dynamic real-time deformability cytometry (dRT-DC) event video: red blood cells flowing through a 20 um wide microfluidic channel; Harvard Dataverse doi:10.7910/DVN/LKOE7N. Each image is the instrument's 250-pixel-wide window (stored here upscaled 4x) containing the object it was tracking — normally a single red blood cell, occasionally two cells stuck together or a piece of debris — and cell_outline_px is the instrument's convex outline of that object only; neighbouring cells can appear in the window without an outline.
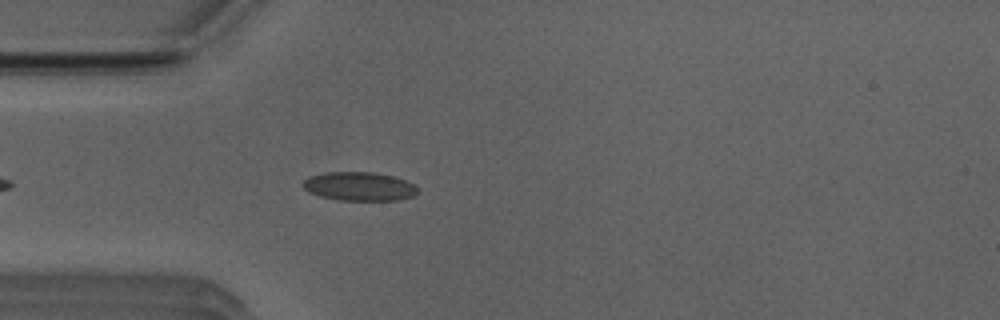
{"species": "Egyptian fruit bat (a non-hibernating species)", "species_latin": "Rousettus aegyptiacus", "temperature_condition": "room temperature", "stored_images_in_passage": 41, "camera_frame_rate_fps": 3000, "um_per_image_px": 0.085, "animal": {"sex": "male"}, "frame": {"image": 1, "passage_image": 4, "time_ms": 1.0, "image_size_px": [1000, 320], "cell_outline_px": [[416, 192], [412, 196], [400, 200], [336, 200], [320, 196], [308, 192], [300, 184], [308, 176], [324, 172], [372, 172], [392, 176], [404, 180], [412, 184], [416, 188]], "centroid_in_image_um": [30.45, 15.84], "position_along_channel_um": 54.5, "area_um2": 19.19}}
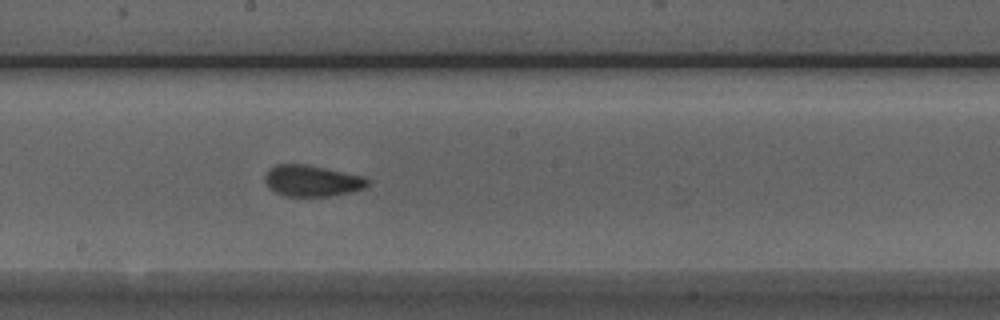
{"frame": {"image": 2, "passage_image": 17, "time_ms": 5.333, "image_size_px": [1000, 320], "cell_outline_px": [[368, 184], [364, 188], [348, 192], [328, 196], [284, 196], [268, 188], [264, 180], [264, 176], [268, 168], [276, 164], [308, 164], [364, 176], [368, 180]], "centroid_in_image_um": [26.46, 15.35], "position_along_channel_um": 221.7, "area_um2": 18.79}}
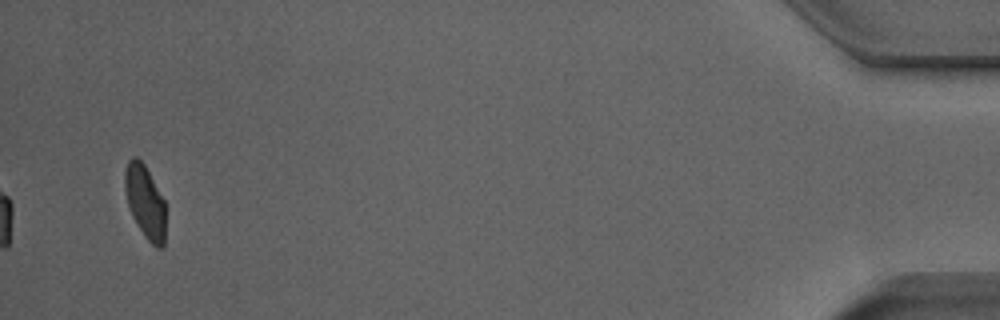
{"frame": {"image": 3, "passage_image": 39, "time_ms": 12.667, "image_size_px": [1000, 320], "cell_outline_px": [[164, 244], [160, 248], [156, 248], [148, 240], [132, 216], [128, 204], [124, 188], [124, 172], [128, 160], [132, 156], [136, 156], [144, 164], [164, 200]], "centroid_in_image_um": [12.31, 17.11], "position_along_channel_um": 422.9, "area_um2": 17.05}, "authors_computed_cell_mechanics": {"area_um2": 18.3804, "velocity_mm_per_s": 3.9679, "shape_relaxation_time_tau1_ms": 10.03, "shape_relaxation_time_tau2_ms": 0.945, "deformation_change_tau1": 0.1929, "deformation_change_tau2": 0.0511}}